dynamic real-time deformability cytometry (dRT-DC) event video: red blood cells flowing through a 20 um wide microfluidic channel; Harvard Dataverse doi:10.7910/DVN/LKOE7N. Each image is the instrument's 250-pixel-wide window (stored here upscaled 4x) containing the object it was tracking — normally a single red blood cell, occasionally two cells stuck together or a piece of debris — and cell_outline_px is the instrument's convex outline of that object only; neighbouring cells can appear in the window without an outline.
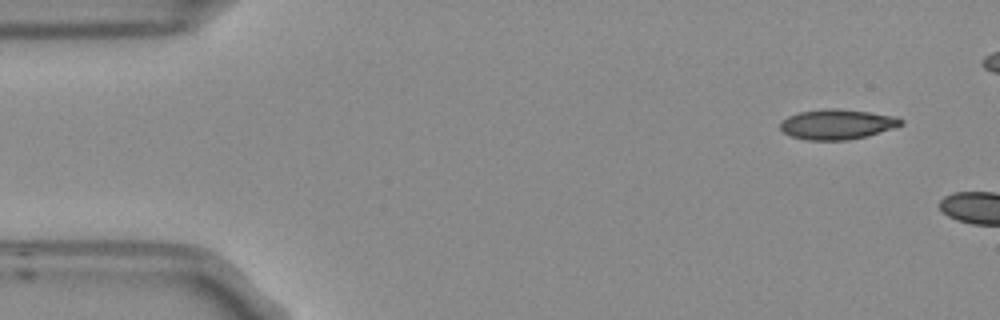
{"species": "Egyptian fruit bat (a non-hibernating species)", "species_latin": "Rousettus aegyptiacus", "temperature_condition": "room temperature", "stored_images_in_passage": 2, "camera_frame_rate_fps": 3000, "um_per_image_px": 0.085, "frame": {"image": 1, "passage_image": 1, "time_ms": 0.0, "image_size_px": [1000, 320], "cell_outline_px": [[904, 124], [892, 128], [864, 136], [848, 140], [804, 140], [792, 136], [784, 132], [780, 128], [780, 124], [788, 116], [800, 112], [828, 108], [836, 108], [868, 112], [896, 116], [904, 120]], "centroid_in_image_um": [71.16, 10.56], "position_along_channel_um": 13.8, "area_um2": 20.92}}